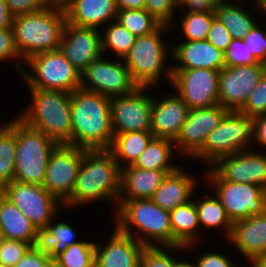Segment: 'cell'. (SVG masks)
<instances>
[{"mask_svg": "<svg viewBox=\"0 0 266 267\" xmlns=\"http://www.w3.org/2000/svg\"><path fill=\"white\" fill-rule=\"evenodd\" d=\"M120 179L121 168L108 149L83 148V159L74 189L62 203V208L74 209L104 199L118 202Z\"/></svg>", "mask_w": 266, "mask_h": 267, "instance_id": "obj_1", "label": "cell"}, {"mask_svg": "<svg viewBox=\"0 0 266 267\" xmlns=\"http://www.w3.org/2000/svg\"><path fill=\"white\" fill-rule=\"evenodd\" d=\"M71 146L109 149L113 141L110 97L86 91L71 93Z\"/></svg>", "mask_w": 266, "mask_h": 267, "instance_id": "obj_2", "label": "cell"}, {"mask_svg": "<svg viewBox=\"0 0 266 267\" xmlns=\"http://www.w3.org/2000/svg\"><path fill=\"white\" fill-rule=\"evenodd\" d=\"M117 203L114 226L119 231L145 246H173L169 211L145 198Z\"/></svg>", "mask_w": 266, "mask_h": 267, "instance_id": "obj_3", "label": "cell"}, {"mask_svg": "<svg viewBox=\"0 0 266 267\" xmlns=\"http://www.w3.org/2000/svg\"><path fill=\"white\" fill-rule=\"evenodd\" d=\"M32 101L18 117L59 144L71 145V93L29 88Z\"/></svg>", "mask_w": 266, "mask_h": 267, "instance_id": "obj_4", "label": "cell"}, {"mask_svg": "<svg viewBox=\"0 0 266 267\" xmlns=\"http://www.w3.org/2000/svg\"><path fill=\"white\" fill-rule=\"evenodd\" d=\"M66 22L65 11L52 6L14 16L12 28L22 60L41 52L58 50Z\"/></svg>", "mask_w": 266, "mask_h": 267, "instance_id": "obj_5", "label": "cell"}, {"mask_svg": "<svg viewBox=\"0 0 266 267\" xmlns=\"http://www.w3.org/2000/svg\"><path fill=\"white\" fill-rule=\"evenodd\" d=\"M171 28L169 25L162 24L156 31L137 37L131 50L122 59L138 86H157L162 79L160 78L162 73L171 82L172 65H166V62L169 58L168 54L172 57V49L169 50L161 38L168 30L170 33Z\"/></svg>", "mask_w": 266, "mask_h": 267, "instance_id": "obj_6", "label": "cell"}, {"mask_svg": "<svg viewBox=\"0 0 266 267\" xmlns=\"http://www.w3.org/2000/svg\"><path fill=\"white\" fill-rule=\"evenodd\" d=\"M56 141L27 125L16 116V165L14 180L43 185L48 162Z\"/></svg>", "mask_w": 266, "mask_h": 267, "instance_id": "obj_7", "label": "cell"}, {"mask_svg": "<svg viewBox=\"0 0 266 267\" xmlns=\"http://www.w3.org/2000/svg\"><path fill=\"white\" fill-rule=\"evenodd\" d=\"M252 141L253 118L240 111H228L192 159L200 160L209 167L222 156L250 150Z\"/></svg>", "mask_w": 266, "mask_h": 267, "instance_id": "obj_8", "label": "cell"}, {"mask_svg": "<svg viewBox=\"0 0 266 267\" xmlns=\"http://www.w3.org/2000/svg\"><path fill=\"white\" fill-rule=\"evenodd\" d=\"M24 63L30 70L23 68L20 75L28 88L69 93L80 89L81 72L59 50L35 54Z\"/></svg>", "mask_w": 266, "mask_h": 267, "instance_id": "obj_9", "label": "cell"}, {"mask_svg": "<svg viewBox=\"0 0 266 267\" xmlns=\"http://www.w3.org/2000/svg\"><path fill=\"white\" fill-rule=\"evenodd\" d=\"M206 180L212 192L222 203L231 222L246 219L266 212V190L259 185L221 180L207 168ZM208 176V178H207ZM212 182V183H211ZM214 188H213V187Z\"/></svg>", "mask_w": 266, "mask_h": 267, "instance_id": "obj_10", "label": "cell"}, {"mask_svg": "<svg viewBox=\"0 0 266 267\" xmlns=\"http://www.w3.org/2000/svg\"><path fill=\"white\" fill-rule=\"evenodd\" d=\"M0 192L15 204L37 229L47 227L52 218L60 212L58 208L62 205L42 185L13 180Z\"/></svg>", "mask_w": 266, "mask_h": 267, "instance_id": "obj_11", "label": "cell"}, {"mask_svg": "<svg viewBox=\"0 0 266 267\" xmlns=\"http://www.w3.org/2000/svg\"><path fill=\"white\" fill-rule=\"evenodd\" d=\"M118 62L108 60L102 55L92 61L81 72L80 88L99 93L107 97L127 95L132 93L138 85L133 81L129 69L121 58ZM119 60H121L119 62Z\"/></svg>", "mask_w": 266, "mask_h": 267, "instance_id": "obj_12", "label": "cell"}, {"mask_svg": "<svg viewBox=\"0 0 266 267\" xmlns=\"http://www.w3.org/2000/svg\"><path fill=\"white\" fill-rule=\"evenodd\" d=\"M219 71L203 68L172 69V85L189 109L219 104Z\"/></svg>", "mask_w": 266, "mask_h": 267, "instance_id": "obj_13", "label": "cell"}, {"mask_svg": "<svg viewBox=\"0 0 266 267\" xmlns=\"http://www.w3.org/2000/svg\"><path fill=\"white\" fill-rule=\"evenodd\" d=\"M152 87L138 86L132 93L110 98L113 134L151 131L152 95L145 94Z\"/></svg>", "mask_w": 266, "mask_h": 267, "instance_id": "obj_14", "label": "cell"}, {"mask_svg": "<svg viewBox=\"0 0 266 267\" xmlns=\"http://www.w3.org/2000/svg\"><path fill=\"white\" fill-rule=\"evenodd\" d=\"M83 148L59 144L52 152L43 187L61 203L71 194L81 167Z\"/></svg>", "mask_w": 266, "mask_h": 267, "instance_id": "obj_15", "label": "cell"}, {"mask_svg": "<svg viewBox=\"0 0 266 267\" xmlns=\"http://www.w3.org/2000/svg\"><path fill=\"white\" fill-rule=\"evenodd\" d=\"M266 72V64L224 67L219 71V104L228 111H239Z\"/></svg>", "mask_w": 266, "mask_h": 267, "instance_id": "obj_16", "label": "cell"}, {"mask_svg": "<svg viewBox=\"0 0 266 267\" xmlns=\"http://www.w3.org/2000/svg\"><path fill=\"white\" fill-rule=\"evenodd\" d=\"M262 151L253 152L251 148L222 156L209 168L221 180L259 185L266 190V153Z\"/></svg>", "mask_w": 266, "mask_h": 267, "instance_id": "obj_17", "label": "cell"}, {"mask_svg": "<svg viewBox=\"0 0 266 267\" xmlns=\"http://www.w3.org/2000/svg\"><path fill=\"white\" fill-rule=\"evenodd\" d=\"M227 112L220 104L189 110L187 119L174 140L177 154L180 152L181 155L193 158L203 147L208 134L218 126Z\"/></svg>", "mask_w": 266, "mask_h": 267, "instance_id": "obj_18", "label": "cell"}, {"mask_svg": "<svg viewBox=\"0 0 266 267\" xmlns=\"http://www.w3.org/2000/svg\"><path fill=\"white\" fill-rule=\"evenodd\" d=\"M100 29L65 24L58 50L80 72L103 55Z\"/></svg>", "mask_w": 266, "mask_h": 267, "instance_id": "obj_19", "label": "cell"}, {"mask_svg": "<svg viewBox=\"0 0 266 267\" xmlns=\"http://www.w3.org/2000/svg\"><path fill=\"white\" fill-rule=\"evenodd\" d=\"M168 94V95H166ZM189 107L176 93L152 96L151 132L154 137L174 141L185 123Z\"/></svg>", "mask_w": 266, "mask_h": 267, "instance_id": "obj_20", "label": "cell"}, {"mask_svg": "<svg viewBox=\"0 0 266 267\" xmlns=\"http://www.w3.org/2000/svg\"><path fill=\"white\" fill-rule=\"evenodd\" d=\"M108 239L95 243V267H139L145 245L115 226Z\"/></svg>", "mask_w": 266, "mask_h": 267, "instance_id": "obj_21", "label": "cell"}, {"mask_svg": "<svg viewBox=\"0 0 266 267\" xmlns=\"http://www.w3.org/2000/svg\"><path fill=\"white\" fill-rule=\"evenodd\" d=\"M172 69L203 68L220 71L224 65V52L215 48L207 40L184 41L171 47Z\"/></svg>", "mask_w": 266, "mask_h": 267, "instance_id": "obj_22", "label": "cell"}, {"mask_svg": "<svg viewBox=\"0 0 266 267\" xmlns=\"http://www.w3.org/2000/svg\"><path fill=\"white\" fill-rule=\"evenodd\" d=\"M227 240L252 264L266 252V212L232 222Z\"/></svg>", "mask_w": 266, "mask_h": 267, "instance_id": "obj_23", "label": "cell"}, {"mask_svg": "<svg viewBox=\"0 0 266 267\" xmlns=\"http://www.w3.org/2000/svg\"><path fill=\"white\" fill-rule=\"evenodd\" d=\"M174 171L142 169L133 165L121 168L118 201L151 199L164 177Z\"/></svg>", "mask_w": 266, "mask_h": 267, "instance_id": "obj_24", "label": "cell"}, {"mask_svg": "<svg viewBox=\"0 0 266 267\" xmlns=\"http://www.w3.org/2000/svg\"><path fill=\"white\" fill-rule=\"evenodd\" d=\"M64 11L67 23L78 27L100 29L117 18L115 0H74Z\"/></svg>", "mask_w": 266, "mask_h": 267, "instance_id": "obj_25", "label": "cell"}, {"mask_svg": "<svg viewBox=\"0 0 266 267\" xmlns=\"http://www.w3.org/2000/svg\"><path fill=\"white\" fill-rule=\"evenodd\" d=\"M197 184L196 176L188 174L179 166L177 170L164 177L151 200L160 208L171 211L192 199Z\"/></svg>", "mask_w": 266, "mask_h": 267, "instance_id": "obj_26", "label": "cell"}, {"mask_svg": "<svg viewBox=\"0 0 266 267\" xmlns=\"http://www.w3.org/2000/svg\"><path fill=\"white\" fill-rule=\"evenodd\" d=\"M169 215L173 231V246H183L190 250L193 245L200 242L199 237L201 236L198 233L200 224L193 198L169 211Z\"/></svg>", "mask_w": 266, "mask_h": 267, "instance_id": "obj_27", "label": "cell"}, {"mask_svg": "<svg viewBox=\"0 0 266 267\" xmlns=\"http://www.w3.org/2000/svg\"><path fill=\"white\" fill-rule=\"evenodd\" d=\"M0 229L5 239L19 240L29 243L32 247L36 239L37 228L0 192Z\"/></svg>", "mask_w": 266, "mask_h": 267, "instance_id": "obj_28", "label": "cell"}, {"mask_svg": "<svg viewBox=\"0 0 266 267\" xmlns=\"http://www.w3.org/2000/svg\"><path fill=\"white\" fill-rule=\"evenodd\" d=\"M56 216L57 214L47 227L36 230V239L33 245L36 250L49 255L53 260L67 247L80 242L78 239L76 240L77 236L71 225L61 221L54 223Z\"/></svg>", "mask_w": 266, "mask_h": 267, "instance_id": "obj_29", "label": "cell"}, {"mask_svg": "<svg viewBox=\"0 0 266 267\" xmlns=\"http://www.w3.org/2000/svg\"><path fill=\"white\" fill-rule=\"evenodd\" d=\"M153 137L151 131L116 134L108 150L113 154L120 168H123L135 163Z\"/></svg>", "mask_w": 266, "mask_h": 267, "instance_id": "obj_30", "label": "cell"}, {"mask_svg": "<svg viewBox=\"0 0 266 267\" xmlns=\"http://www.w3.org/2000/svg\"><path fill=\"white\" fill-rule=\"evenodd\" d=\"M174 141L170 139L153 137L147 144L133 166L152 170H177L178 165L172 164L174 152ZM173 154V155H172Z\"/></svg>", "mask_w": 266, "mask_h": 267, "instance_id": "obj_31", "label": "cell"}, {"mask_svg": "<svg viewBox=\"0 0 266 267\" xmlns=\"http://www.w3.org/2000/svg\"><path fill=\"white\" fill-rule=\"evenodd\" d=\"M232 0H224L215 6L216 18L229 30L232 38L243 39L257 24L255 17L246 8L233 4ZM245 10H244V9ZM254 17V18H253Z\"/></svg>", "mask_w": 266, "mask_h": 267, "instance_id": "obj_32", "label": "cell"}, {"mask_svg": "<svg viewBox=\"0 0 266 267\" xmlns=\"http://www.w3.org/2000/svg\"><path fill=\"white\" fill-rule=\"evenodd\" d=\"M16 117L0 125V190L15 177Z\"/></svg>", "mask_w": 266, "mask_h": 267, "instance_id": "obj_33", "label": "cell"}, {"mask_svg": "<svg viewBox=\"0 0 266 267\" xmlns=\"http://www.w3.org/2000/svg\"><path fill=\"white\" fill-rule=\"evenodd\" d=\"M214 196L204 195L199 201H195V206L198 212L199 224L205 228H222L227 239L230 236L232 229V222L228 218L225 208L222 206L220 200Z\"/></svg>", "mask_w": 266, "mask_h": 267, "instance_id": "obj_34", "label": "cell"}, {"mask_svg": "<svg viewBox=\"0 0 266 267\" xmlns=\"http://www.w3.org/2000/svg\"><path fill=\"white\" fill-rule=\"evenodd\" d=\"M107 26L103 27L105 30H103L104 34L101 35L103 55L105 56V51L110 50L117 55L116 58L119 56L118 58L123 59L131 50L137 37L116 20Z\"/></svg>", "mask_w": 266, "mask_h": 267, "instance_id": "obj_35", "label": "cell"}, {"mask_svg": "<svg viewBox=\"0 0 266 267\" xmlns=\"http://www.w3.org/2000/svg\"><path fill=\"white\" fill-rule=\"evenodd\" d=\"M116 21L136 37L150 34L162 25L145 9L118 10Z\"/></svg>", "mask_w": 266, "mask_h": 267, "instance_id": "obj_36", "label": "cell"}, {"mask_svg": "<svg viewBox=\"0 0 266 267\" xmlns=\"http://www.w3.org/2000/svg\"><path fill=\"white\" fill-rule=\"evenodd\" d=\"M95 243L80 241L72 244L54 259L56 267H95Z\"/></svg>", "mask_w": 266, "mask_h": 267, "instance_id": "obj_37", "label": "cell"}, {"mask_svg": "<svg viewBox=\"0 0 266 267\" xmlns=\"http://www.w3.org/2000/svg\"><path fill=\"white\" fill-rule=\"evenodd\" d=\"M215 18V12L182 13L179 28L184 35V41L206 40Z\"/></svg>", "mask_w": 266, "mask_h": 267, "instance_id": "obj_38", "label": "cell"}, {"mask_svg": "<svg viewBox=\"0 0 266 267\" xmlns=\"http://www.w3.org/2000/svg\"><path fill=\"white\" fill-rule=\"evenodd\" d=\"M172 250L186 251L183 246H146L140 258L139 267H174L177 259L169 254Z\"/></svg>", "mask_w": 266, "mask_h": 267, "instance_id": "obj_39", "label": "cell"}, {"mask_svg": "<svg viewBox=\"0 0 266 267\" xmlns=\"http://www.w3.org/2000/svg\"><path fill=\"white\" fill-rule=\"evenodd\" d=\"M263 64L249 52L243 39L234 38L224 52L225 67H236L242 65Z\"/></svg>", "mask_w": 266, "mask_h": 267, "instance_id": "obj_40", "label": "cell"}, {"mask_svg": "<svg viewBox=\"0 0 266 267\" xmlns=\"http://www.w3.org/2000/svg\"><path fill=\"white\" fill-rule=\"evenodd\" d=\"M239 111L252 118L266 115V72L262 75L256 87L248 96L246 103Z\"/></svg>", "mask_w": 266, "mask_h": 267, "instance_id": "obj_41", "label": "cell"}, {"mask_svg": "<svg viewBox=\"0 0 266 267\" xmlns=\"http://www.w3.org/2000/svg\"><path fill=\"white\" fill-rule=\"evenodd\" d=\"M179 0H145V10L153 15L159 22L174 26L176 9Z\"/></svg>", "mask_w": 266, "mask_h": 267, "instance_id": "obj_42", "label": "cell"}, {"mask_svg": "<svg viewBox=\"0 0 266 267\" xmlns=\"http://www.w3.org/2000/svg\"><path fill=\"white\" fill-rule=\"evenodd\" d=\"M21 59L22 58L15 44L13 28L0 30V63L3 61L9 62V60H12L11 62H15L16 70L20 74L24 68V62L21 61L20 63L19 61Z\"/></svg>", "mask_w": 266, "mask_h": 267, "instance_id": "obj_43", "label": "cell"}, {"mask_svg": "<svg viewBox=\"0 0 266 267\" xmlns=\"http://www.w3.org/2000/svg\"><path fill=\"white\" fill-rule=\"evenodd\" d=\"M31 247L23 241L5 239L0 247V263L14 267Z\"/></svg>", "mask_w": 266, "mask_h": 267, "instance_id": "obj_44", "label": "cell"}, {"mask_svg": "<svg viewBox=\"0 0 266 267\" xmlns=\"http://www.w3.org/2000/svg\"><path fill=\"white\" fill-rule=\"evenodd\" d=\"M265 29H261L260 24H256L247 33L243 41L249 52H251L254 57L263 64H266V32Z\"/></svg>", "mask_w": 266, "mask_h": 267, "instance_id": "obj_45", "label": "cell"}, {"mask_svg": "<svg viewBox=\"0 0 266 267\" xmlns=\"http://www.w3.org/2000/svg\"><path fill=\"white\" fill-rule=\"evenodd\" d=\"M232 39L229 30L215 18L211 24L206 40L218 50L225 52L229 44L232 42Z\"/></svg>", "mask_w": 266, "mask_h": 267, "instance_id": "obj_46", "label": "cell"}, {"mask_svg": "<svg viewBox=\"0 0 266 267\" xmlns=\"http://www.w3.org/2000/svg\"><path fill=\"white\" fill-rule=\"evenodd\" d=\"M13 16L43 10L50 6L48 0H5Z\"/></svg>", "mask_w": 266, "mask_h": 267, "instance_id": "obj_47", "label": "cell"}, {"mask_svg": "<svg viewBox=\"0 0 266 267\" xmlns=\"http://www.w3.org/2000/svg\"><path fill=\"white\" fill-rule=\"evenodd\" d=\"M54 260L31 247L14 267H53Z\"/></svg>", "mask_w": 266, "mask_h": 267, "instance_id": "obj_48", "label": "cell"}, {"mask_svg": "<svg viewBox=\"0 0 266 267\" xmlns=\"http://www.w3.org/2000/svg\"><path fill=\"white\" fill-rule=\"evenodd\" d=\"M197 259L195 267H236L226 255L214 251L201 254Z\"/></svg>", "mask_w": 266, "mask_h": 267, "instance_id": "obj_49", "label": "cell"}, {"mask_svg": "<svg viewBox=\"0 0 266 267\" xmlns=\"http://www.w3.org/2000/svg\"><path fill=\"white\" fill-rule=\"evenodd\" d=\"M215 4L211 0H179L178 8L183 9L184 7L188 11L185 13H200V12H214Z\"/></svg>", "mask_w": 266, "mask_h": 267, "instance_id": "obj_50", "label": "cell"}, {"mask_svg": "<svg viewBox=\"0 0 266 267\" xmlns=\"http://www.w3.org/2000/svg\"><path fill=\"white\" fill-rule=\"evenodd\" d=\"M253 140L266 147V115L253 118Z\"/></svg>", "mask_w": 266, "mask_h": 267, "instance_id": "obj_51", "label": "cell"}, {"mask_svg": "<svg viewBox=\"0 0 266 267\" xmlns=\"http://www.w3.org/2000/svg\"><path fill=\"white\" fill-rule=\"evenodd\" d=\"M13 18L6 1L0 0V30L12 28Z\"/></svg>", "mask_w": 266, "mask_h": 267, "instance_id": "obj_52", "label": "cell"}, {"mask_svg": "<svg viewBox=\"0 0 266 267\" xmlns=\"http://www.w3.org/2000/svg\"><path fill=\"white\" fill-rule=\"evenodd\" d=\"M118 10L145 9V0H115Z\"/></svg>", "mask_w": 266, "mask_h": 267, "instance_id": "obj_53", "label": "cell"}, {"mask_svg": "<svg viewBox=\"0 0 266 267\" xmlns=\"http://www.w3.org/2000/svg\"><path fill=\"white\" fill-rule=\"evenodd\" d=\"M48 1H49L50 6L64 10L74 0H48Z\"/></svg>", "mask_w": 266, "mask_h": 267, "instance_id": "obj_54", "label": "cell"}, {"mask_svg": "<svg viewBox=\"0 0 266 267\" xmlns=\"http://www.w3.org/2000/svg\"><path fill=\"white\" fill-rule=\"evenodd\" d=\"M253 267H266V252L260 255L252 264Z\"/></svg>", "mask_w": 266, "mask_h": 267, "instance_id": "obj_55", "label": "cell"}, {"mask_svg": "<svg viewBox=\"0 0 266 267\" xmlns=\"http://www.w3.org/2000/svg\"><path fill=\"white\" fill-rule=\"evenodd\" d=\"M174 267H195V263L193 262H189V261H180V259L178 261H176L174 263Z\"/></svg>", "mask_w": 266, "mask_h": 267, "instance_id": "obj_56", "label": "cell"}, {"mask_svg": "<svg viewBox=\"0 0 266 267\" xmlns=\"http://www.w3.org/2000/svg\"><path fill=\"white\" fill-rule=\"evenodd\" d=\"M252 2V4L256 6V8H260L264 13L266 12V0H252Z\"/></svg>", "mask_w": 266, "mask_h": 267, "instance_id": "obj_57", "label": "cell"}, {"mask_svg": "<svg viewBox=\"0 0 266 267\" xmlns=\"http://www.w3.org/2000/svg\"><path fill=\"white\" fill-rule=\"evenodd\" d=\"M4 240H5L4 234H3L2 230L0 229V247H1Z\"/></svg>", "mask_w": 266, "mask_h": 267, "instance_id": "obj_58", "label": "cell"}, {"mask_svg": "<svg viewBox=\"0 0 266 267\" xmlns=\"http://www.w3.org/2000/svg\"><path fill=\"white\" fill-rule=\"evenodd\" d=\"M215 5H217L220 2H223L224 0H211Z\"/></svg>", "mask_w": 266, "mask_h": 267, "instance_id": "obj_59", "label": "cell"}, {"mask_svg": "<svg viewBox=\"0 0 266 267\" xmlns=\"http://www.w3.org/2000/svg\"><path fill=\"white\" fill-rule=\"evenodd\" d=\"M0 267H8V266H5L4 264H1V263H0Z\"/></svg>", "mask_w": 266, "mask_h": 267, "instance_id": "obj_60", "label": "cell"}]
</instances>
